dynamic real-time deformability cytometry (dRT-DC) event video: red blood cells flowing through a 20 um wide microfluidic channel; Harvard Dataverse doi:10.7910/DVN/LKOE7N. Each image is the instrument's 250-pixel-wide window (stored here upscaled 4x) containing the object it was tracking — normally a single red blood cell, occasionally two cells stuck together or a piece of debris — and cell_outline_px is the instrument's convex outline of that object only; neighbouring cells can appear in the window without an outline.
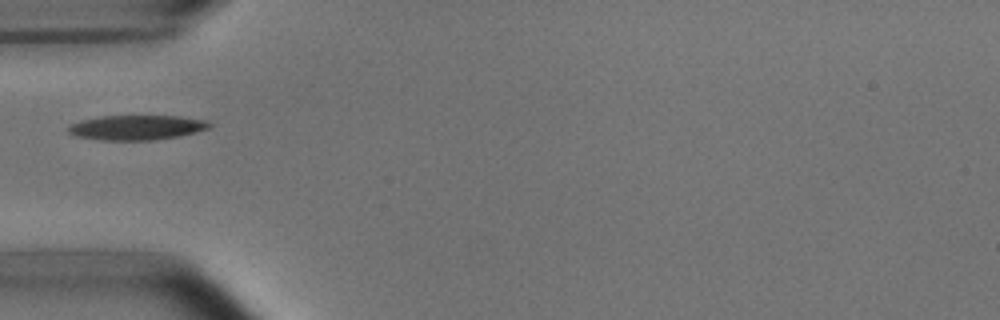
{"species": "common noctule bat (a hibernating species)", "species_latin": "Nyctalus noctula", "temperature_condition": "room temperature", "stored_images_in_passage": 10, "camera_frame_rate_fps": 3000, "um_per_image_px": 0.085, "animal": {"sex": "male", "body_mass_g": 15.6}, "frame": {"image": 1, "passage_image": 1, "time_ms": 0.0, "image_size_px": [1000, 320], "cell_outline_px": [[212, 124], [208, 128], [196, 132], [180, 136], [152, 140], [104, 140], [76, 136], [68, 132], [68, 128], [72, 124], [80, 120], [100, 116], [180, 116], [208, 120]], "centroid_in_image_um": [11.65, 10.83], "position_along_channel_um": 73.4, "area_um2": 20.35}}